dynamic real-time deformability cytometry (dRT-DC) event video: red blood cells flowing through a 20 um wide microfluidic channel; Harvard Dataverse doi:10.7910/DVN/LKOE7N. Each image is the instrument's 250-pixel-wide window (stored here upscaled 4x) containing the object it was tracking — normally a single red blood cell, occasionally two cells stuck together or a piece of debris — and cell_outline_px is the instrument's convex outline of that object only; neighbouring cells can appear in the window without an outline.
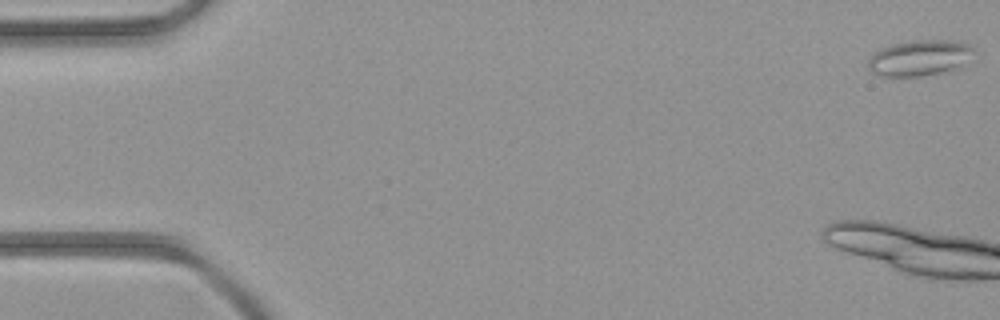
{"species": "common noctule bat (a hibernating species)", "species_latin": "Nyctalus noctula", "temperature_condition": "room temperature", "stored_images_in_passage": 4, "camera_frame_rate_fps": 3000, "um_per_image_px": 0.085, "animal": {"sex": "female", "body_mass_g": 21.9}, "frame": {"image": 1, "passage_image": 1, "time_ms": 0.0, "image_size_px": [1000, 320], "cell_outline_px": [[976, 48], [960, 68], [920, 76], [884, 76], [872, 72], [868, 68], [868, 60], [880, 48], [892, 44], [912, 40], [960, 40]], "centroid_in_image_um": [78.19, 4.9], "position_along_channel_um": 6.8, "area_um2": 22.02}}